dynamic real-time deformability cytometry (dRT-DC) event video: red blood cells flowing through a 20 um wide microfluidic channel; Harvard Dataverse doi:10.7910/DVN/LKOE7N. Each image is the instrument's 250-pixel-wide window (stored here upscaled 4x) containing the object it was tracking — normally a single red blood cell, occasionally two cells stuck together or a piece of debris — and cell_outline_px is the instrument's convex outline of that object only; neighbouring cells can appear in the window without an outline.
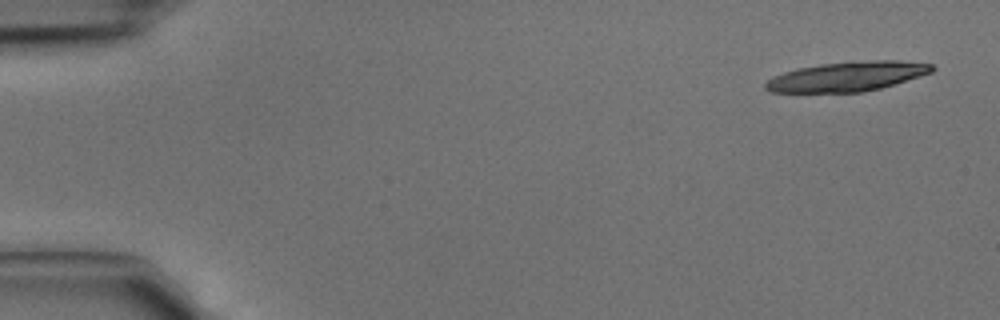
{"species": "common noctule bat (a hibernating species)", "species_latin": "Nyctalus noctula", "temperature_condition": "cold", "stored_images_in_passage": 4, "camera_frame_rate_fps": 3000, "um_per_image_px": 0.085, "animal": {"sex": "male", "body_mass_g": 15.6}, "frame": {"image": 1, "passage_image": 1, "time_ms": 0.0, "image_size_px": [1000, 320], "cell_outline_px": [[936, 68], [932, 72], [920, 76], [880, 88], [864, 92], [768, 92], [764, 88], [764, 84], [768, 80], [784, 72], [796, 68], [820, 64], [868, 60], [900, 60], [932, 64]], "centroid_in_image_um": [72.02, 6.49], "position_along_channel_um": 13.0, "area_um2": 28.67}}